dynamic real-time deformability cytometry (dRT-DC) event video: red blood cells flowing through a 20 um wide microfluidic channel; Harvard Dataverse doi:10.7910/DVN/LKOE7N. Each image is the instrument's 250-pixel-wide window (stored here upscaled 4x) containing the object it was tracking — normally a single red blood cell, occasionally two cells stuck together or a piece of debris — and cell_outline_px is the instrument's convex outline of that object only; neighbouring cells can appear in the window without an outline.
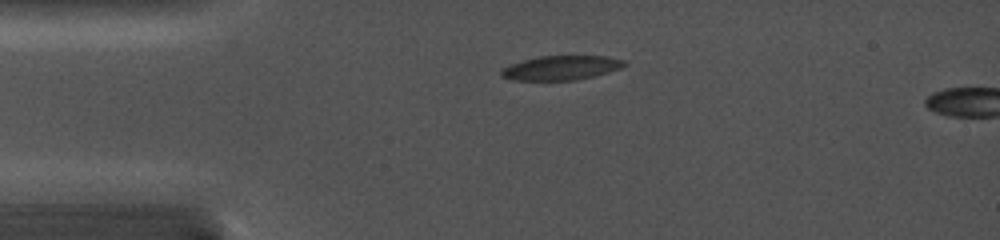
{"species": "common noctule bat (a hibernating species)", "species_latin": "Nyctalus noctula", "temperature_condition": "cold", "stored_images_in_passage": 2, "camera_frame_rate_fps": 5000, "um_per_image_px": 0.085, "animal": {"sex": "female", "body_mass_g": 19.0, "forearm_length_mm": 56.7}, "frame": {"image": 1, "passage_image": 1, "time_ms": 0.0, "image_size_px": [1000, 240], "cell_outline_px": [[628, 64], [620, 68], [608, 72], [576, 80], [512, 80], [500, 76], [500, 72], [504, 68], [512, 64], [524, 60], [540, 56], [608, 56], [624, 60]], "centroid_in_image_um": [47.71, 5.76], "position_along_channel_um": 37.3, "area_um2": 17.28}}